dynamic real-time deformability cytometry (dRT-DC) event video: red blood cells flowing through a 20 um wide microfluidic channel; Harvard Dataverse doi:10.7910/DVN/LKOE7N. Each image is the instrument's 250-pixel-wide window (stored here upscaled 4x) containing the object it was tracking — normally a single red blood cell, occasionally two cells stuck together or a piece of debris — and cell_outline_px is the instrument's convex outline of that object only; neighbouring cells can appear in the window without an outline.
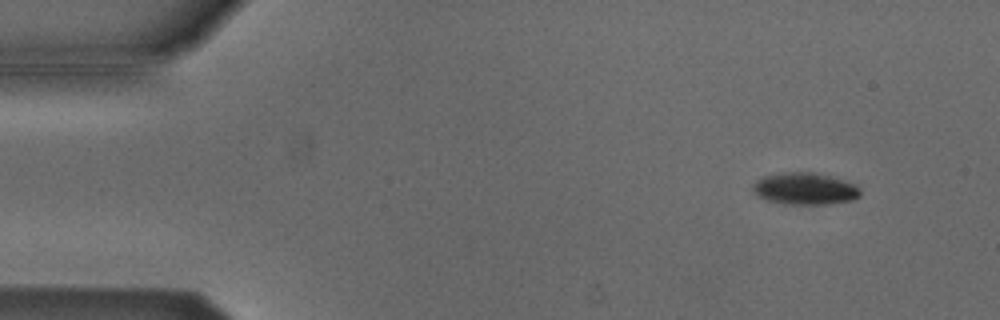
{"species": "Egyptian fruit bat (a non-hibernating species)", "species_latin": "Rousettus aegyptiacus", "temperature_condition": "cold", "stored_images_in_passage": 53, "camera_frame_rate_fps": 3000, "um_per_image_px": 0.085, "animal": {"sex": "male"}, "frame": {"image": 1, "passage_image": 5, "time_ms": 1.333, "image_size_px": [1000, 320], "cell_outline_px": [[860, 196], [852, 200], [828, 204], [784, 204], [768, 200], [756, 196], [752, 192], [752, 184], [756, 180], [764, 176], [780, 172], [812, 172], [844, 180], [856, 184], [860, 188]], "centroid_in_image_um": [68.38, 16.04], "position_along_channel_um": 16.6, "area_um2": 20.17}}
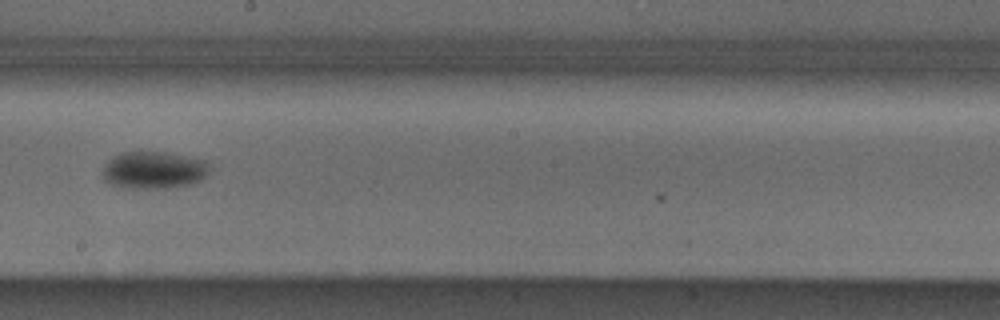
{"frame": {"image": 2, "passage_image": 30, "time_ms": 9.667, "image_size_px": [1000, 320], "cell_outline_px": [[212, 168], [200, 180], [192, 184], [168, 188], [120, 188], [108, 184], [100, 176], [100, 172], [104, 164], [112, 156], [120, 152], [140, 148], [168, 152], [208, 160], [212, 164]], "centroid_in_image_um": [13.02, 14.41], "position_along_channel_um": 235.2, "area_um2": 24.8}}
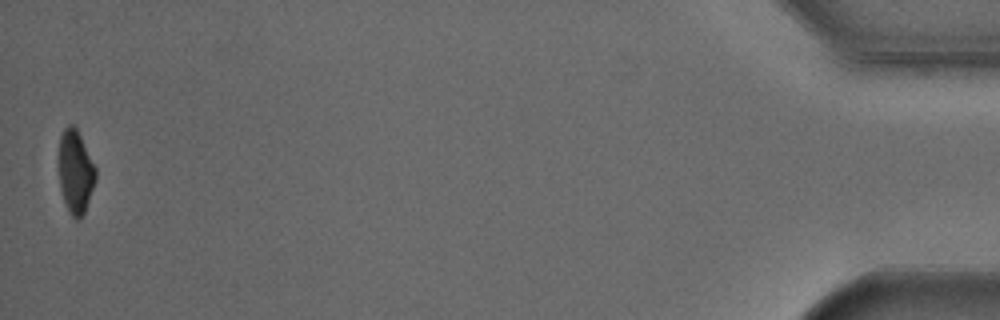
{"frame": {"image": 3, "passage_image": 53, "time_ms": 17.333, "image_size_px": [1000, 320], "cell_outline_px": [[96, 180], [84, 212], [80, 220], [76, 220], [72, 216], [64, 200], [60, 188], [60, 136], [64, 128], [68, 124], [72, 124], [76, 128], [96, 168]], "centroid_in_image_um": [6.43, 14.6], "position_along_channel_um": 428.8, "area_um2": 17.46}, "authors_computed_cell_mechanics": {"area_um2": 20.8658, "velocity_mm_per_s": 3.8171, "shape_relaxation_time_tau1_ms": 2.5856, "shape_relaxation_time_tau2_ms": null, "deformation_change_tau1": 0.0872, "deformation_change_tau2": null}}